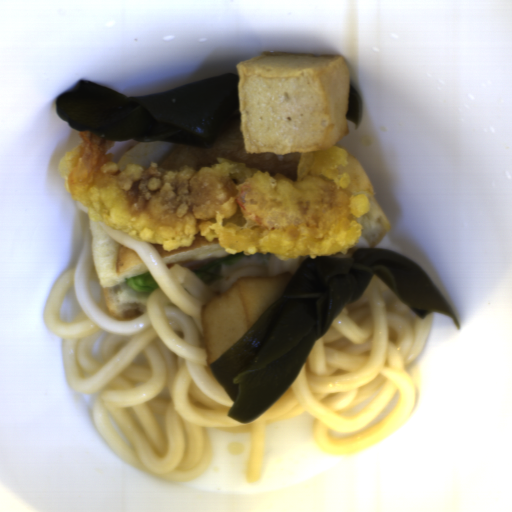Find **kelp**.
Here are the masks:
<instances>
[{
    "mask_svg": "<svg viewBox=\"0 0 512 512\" xmlns=\"http://www.w3.org/2000/svg\"><path fill=\"white\" fill-rule=\"evenodd\" d=\"M375 276L421 320L442 313L459 328L445 297L395 250L307 256L284 293L208 365L232 402L226 416L248 425L276 402L336 317Z\"/></svg>",
    "mask_w": 512,
    "mask_h": 512,
    "instance_id": "1",
    "label": "kelp"
},
{
    "mask_svg": "<svg viewBox=\"0 0 512 512\" xmlns=\"http://www.w3.org/2000/svg\"><path fill=\"white\" fill-rule=\"evenodd\" d=\"M362 114V94L348 82L346 119L350 121L355 131L360 126Z\"/></svg>",
    "mask_w": 512,
    "mask_h": 512,
    "instance_id": "3",
    "label": "kelp"
},
{
    "mask_svg": "<svg viewBox=\"0 0 512 512\" xmlns=\"http://www.w3.org/2000/svg\"><path fill=\"white\" fill-rule=\"evenodd\" d=\"M56 114L77 132L103 139L210 147L239 113V78L223 74L198 83L134 96L88 78L56 95Z\"/></svg>",
    "mask_w": 512,
    "mask_h": 512,
    "instance_id": "2",
    "label": "kelp"
}]
</instances>
